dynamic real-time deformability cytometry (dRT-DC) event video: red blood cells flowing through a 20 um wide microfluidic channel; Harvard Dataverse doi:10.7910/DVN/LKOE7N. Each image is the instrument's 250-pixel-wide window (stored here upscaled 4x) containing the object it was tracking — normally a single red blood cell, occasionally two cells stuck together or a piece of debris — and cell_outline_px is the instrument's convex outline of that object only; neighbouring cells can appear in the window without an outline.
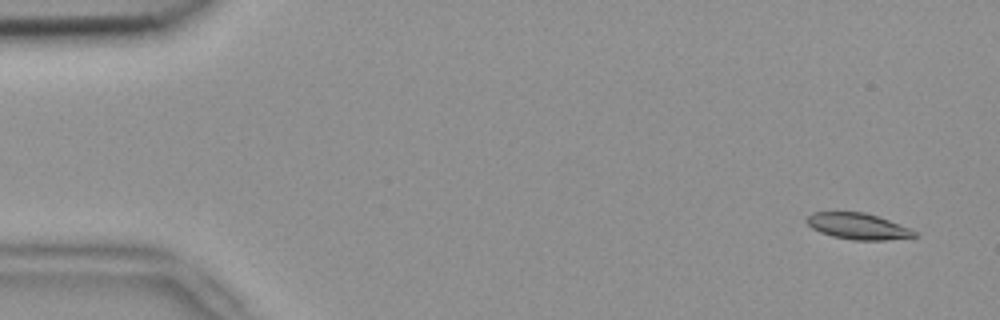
{"species": "common noctule bat (a hibernating species)", "species_latin": "Nyctalus noctula", "temperature_condition": "room temperature", "stored_images_in_passage": 5, "segment_of_instrument_passage": [2, 2], "camera_frame_rate_fps": 3000, "um_per_image_px": 0.085, "animal": {"sex": "female", "body_mass_g": 18.4}, "frame": {"image": 1, "passage_image": 5, "time_ms": 1.333, "image_size_px": [1000, 320], "cell_outline_px": [[916, 236], [884, 240], [852, 240], [832, 236], [820, 232], [812, 228], [804, 220], [812, 212], [864, 212], [888, 220], [908, 228], [916, 232]], "centroid_in_image_um": [72.86, 19.23], "position_along_channel_um": 12.1, "area_um2": 16.18}}